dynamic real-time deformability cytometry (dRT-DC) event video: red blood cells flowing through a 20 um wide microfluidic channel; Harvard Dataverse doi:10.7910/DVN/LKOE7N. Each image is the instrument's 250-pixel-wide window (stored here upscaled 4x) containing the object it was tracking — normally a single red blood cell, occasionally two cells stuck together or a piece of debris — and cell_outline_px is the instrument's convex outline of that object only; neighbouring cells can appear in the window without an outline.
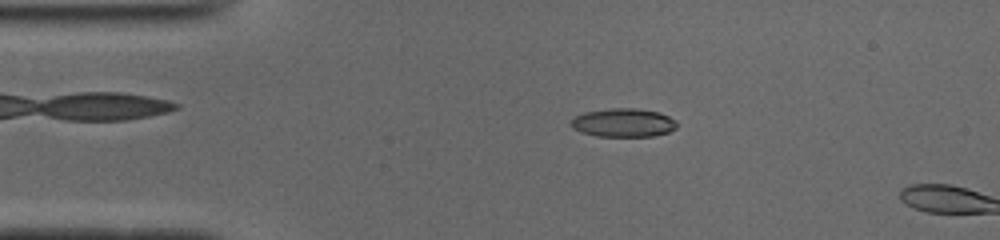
{"species": "common noctule bat (a hibernating species)", "species_latin": "Nyctalus noctula", "temperature_condition": "cold", "stored_images_in_passage": 10, "camera_frame_rate_fps": 3000, "um_per_image_px": 0.085, "animal": {"sex": "male", "body_mass_g": 19.0, "forearm_length_mm": 50.8}, "frame": {"image": 1, "passage_image": 9, "time_ms": 2.667, "image_size_px": [1000, 240], "cell_outline_px": [[680, 124], [676, 128], [668, 132], [652, 136], [596, 136], [580, 132], [572, 128], [568, 124], [576, 116], [584, 112], [612, 108], [636, 108], [660, 112], [676, 120]], "centroid_in_image_um": [53.0, 10.43], "position_along_channel_um": 32.0, "area_um2": 17.8}}